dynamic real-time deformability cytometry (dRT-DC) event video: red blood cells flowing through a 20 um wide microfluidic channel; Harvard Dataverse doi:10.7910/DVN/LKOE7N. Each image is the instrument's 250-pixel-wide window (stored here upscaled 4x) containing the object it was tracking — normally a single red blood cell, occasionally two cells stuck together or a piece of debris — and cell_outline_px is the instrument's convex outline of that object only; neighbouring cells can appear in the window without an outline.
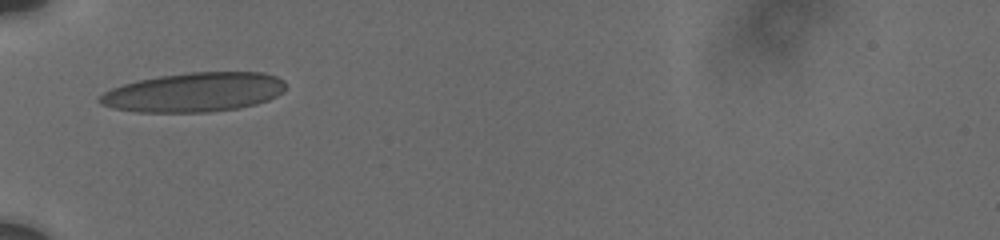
{"species": "human", "species_latin": "Homo sapiens", "temperature_condition": "cold", "stored_images_in_passage": 7, "camera_frame_rate_fps": 3000, "um_per_image_px": 0.085, "donor": {"sex": "male"}, "frame": {"image": 1, "passage_image": 1, "time_ms": 0.0, "image_size_px": [1000, 240], "cell_outline_px": [[284, 88], [276, 96], [268, 100], [256, 104], [236, 108], [208, 112], [136, 112], [112, 108], [100, 104], [96, 100], [104, 92], [112, 88], [136, 80], [160, 76], [188, 72], [264, 72], [276, 76], [284, 80]], "centroid_in_image_um": [16.46, 7.84], "position_along_channel_um": 68.5, "area_um2": 42.6}}
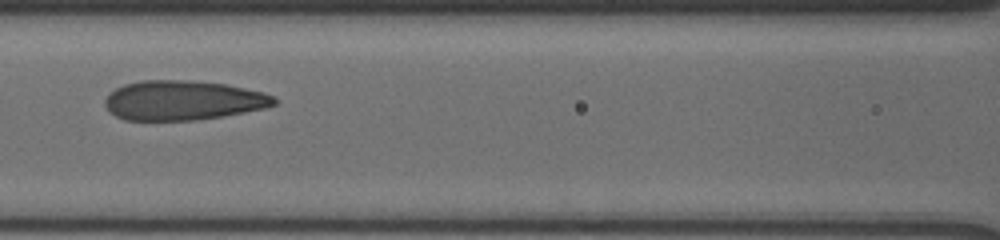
{"frame": {"image": 2, "passage_image": 5, "time_ms": 2.333, "image_size_px": [1000, 240], "cell_outline_px": [[276, 104], [268, 108], [220, 116], [192, 120], [124, 120], [108, 112], [104, 104], [104, 100], [116, 88], [124, 84], [140, 80], [188, 80], [224, 84], [264, 92], [276, 96]], "centroid_in_image_um": [15.55, 8.53], "position_along_channel_um": 151.1, "area_um2": 39.07}}
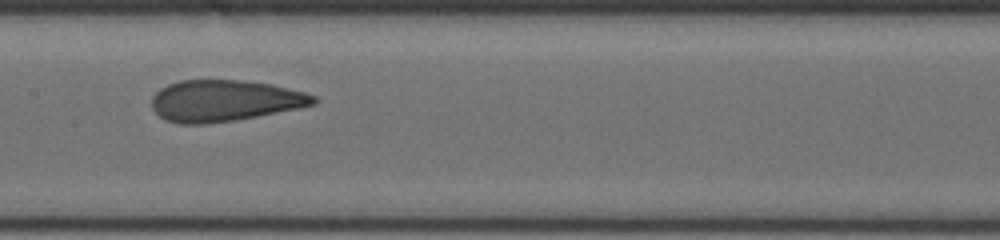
{"frame": {"image": 3, "passage_image": 6, "time_ms": 3.333, "image_size_px": [1000, 240], "cell_outline_px": [[320, 100], [316, 104], [236, 120], [208, 124], [180, 124], [164, 120], [152, 108], [152, 96], [160, 88], [168, 84], [180, 80], [244, 80], [272, 84], [304, 92], [316, 96]], "centroid_in_image_um": [19.07, 8.56], "position_along_channel_um": 188.3, "area_um2": 39.13}}